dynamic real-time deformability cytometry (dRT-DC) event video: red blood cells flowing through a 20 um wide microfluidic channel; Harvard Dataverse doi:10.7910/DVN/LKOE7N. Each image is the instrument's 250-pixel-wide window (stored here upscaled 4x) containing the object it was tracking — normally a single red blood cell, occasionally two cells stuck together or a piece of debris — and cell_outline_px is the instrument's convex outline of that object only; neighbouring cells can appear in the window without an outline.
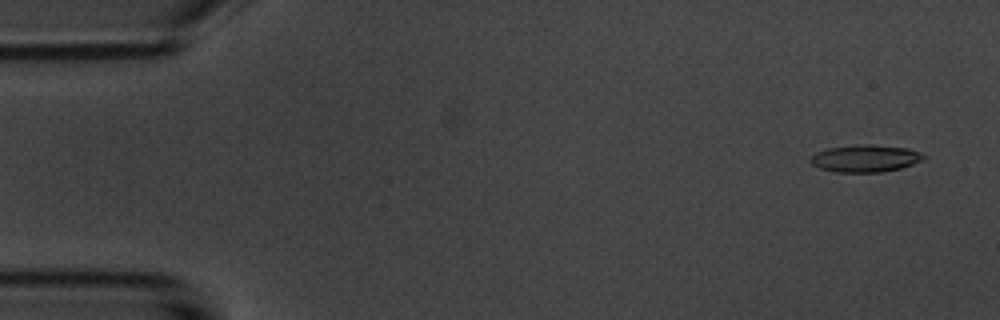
{"species": "common noctule bat (a hibernating species)", "species_latin": "Nyctalus noctula", "temperature_condition": "room temperature", "stored_images_in_passage": 6, "camera_frame_rate_fps": 3000, "um_per_image_px": 0.085, "animal": {"sex": "male", "body_mass_g": 20.1, "forearm_length_mm": 53.5}, "frame": {"image": 1, "passage_image": 1, "time_ms": 0.0, "image_size_px": [1000, 320], "cell_outline_px": [[928, 156], [924, 160], [900, 168], [880, 172], [836, 172], [820, 168], [812, 164], [808, 160], [816, 152], [828, 148], [856, 144], [872, 144], [908, 148]], "centroid_in_image_um": [73.55, 13.45], "position_along_channel_um": 11.4, "area_um2": 18.03}}
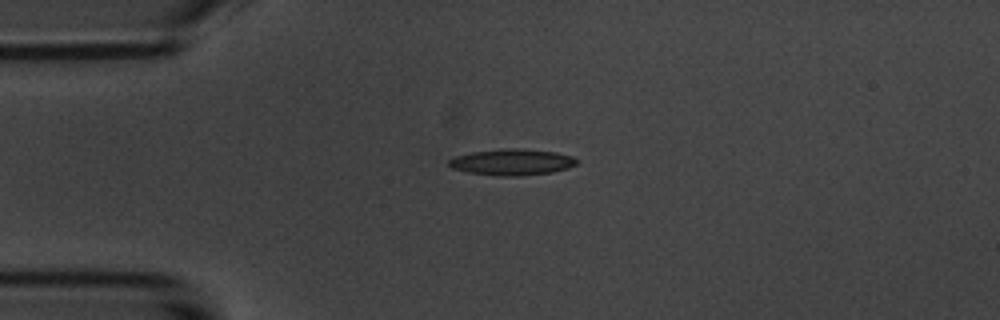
{"frame": {"image": 2, "passage_image": 4, "time_ms": 3.333, "image_size_px": [1000, 320], "cell_outline_px": [[580, 160], [576, 164], [568, 168], [552, 172], [516, 176], [496, 176], [468, 172], [452, 168], [448, 164], [448, 160], [456, 156], [472, 152], [508, 148], [516, 148], [556, 152], [572, 156]], "centroid_in_image_um": [43.54, 13.78], "position_along_channel_um": 41.5, "area_um2": 19.48}}